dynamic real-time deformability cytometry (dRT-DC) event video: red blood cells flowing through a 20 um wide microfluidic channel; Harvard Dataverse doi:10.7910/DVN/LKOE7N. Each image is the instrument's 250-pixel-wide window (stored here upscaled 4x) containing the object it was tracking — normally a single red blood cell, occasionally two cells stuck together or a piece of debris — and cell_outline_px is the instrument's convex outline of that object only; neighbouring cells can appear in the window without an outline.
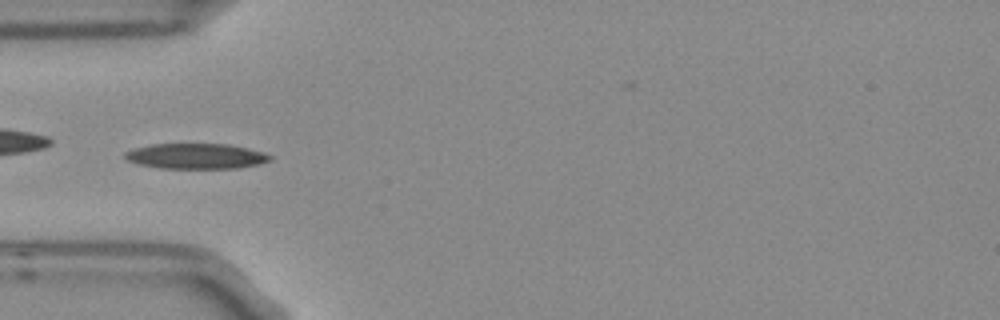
{"species": "Egyptian fruit bat (a non-hibernating species)", "species_latin": "Rousettus aegyptiacus", "temperature_condition": "room temperature", "stored_images_in_passage": 5, "camera_frame_rate_fps": 3000, "um_per_image_px": 0.085, "frame": {"image": 1, "passage_image": 5, "time_ms": 1.333, "image_size_px": [1000, 320], "cell_outline_px": [[272, 160], [256, 164], [236, 168], [160, 168], [140, 164], [128, 160], [124, 156], [124, 152], [136, 148], [152, 144], [228, 144], [248, 148], [264, 152], [272, 156]], "centroid_in_image_um": [16.68, 13.27], "position_along_channel_um": 68.3, "area_um2": 21.27}}